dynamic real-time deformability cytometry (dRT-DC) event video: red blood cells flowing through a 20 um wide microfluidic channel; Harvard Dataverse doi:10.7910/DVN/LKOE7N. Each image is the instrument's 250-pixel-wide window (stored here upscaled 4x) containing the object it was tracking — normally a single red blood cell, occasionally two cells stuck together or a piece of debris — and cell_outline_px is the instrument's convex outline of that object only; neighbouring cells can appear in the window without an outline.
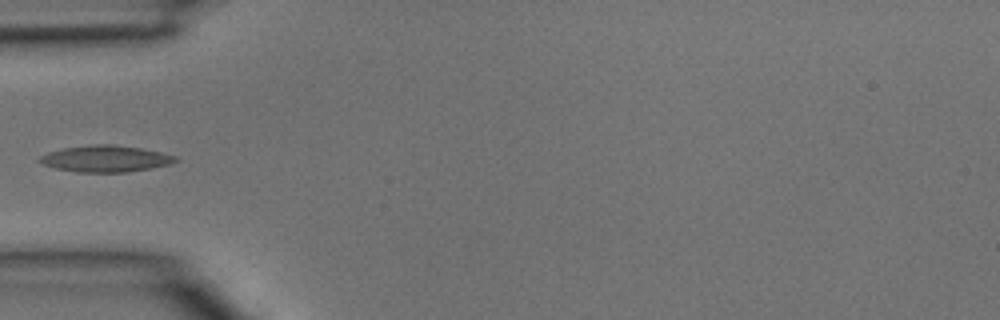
{"species": "common noctule bat (a hibernating species)", "species_latin": "Nyctalus noctula", "temperature_condition": "room temperature", "stored_images_in_passage": 4, "camera_frame_rate_fps": 3000, "um_per_image_px": 0.085, "animal": {"sex": "male", "body_mass_g": 15.6}, "frame": {"image": 1, "passage_image": 4, "time_ms": 1.0, "image_size_px": [1000, 320], "cell_outline_px": [[180, 160], [172, 164], [124, 172], [76, 172], [56, 168], [44, 164], [36, 160], [40, 156], [48, 152], [64, 148], [96, 144], [112, 144], [140, 148], [160, 152], [176, 156]], "centroid_in_image_um": [8.97, 13.49], "position_along_channel_um": 76.0, "area_um2": 20.81}}